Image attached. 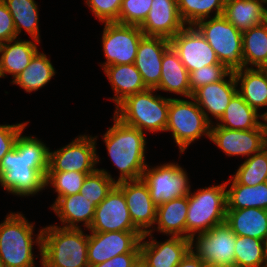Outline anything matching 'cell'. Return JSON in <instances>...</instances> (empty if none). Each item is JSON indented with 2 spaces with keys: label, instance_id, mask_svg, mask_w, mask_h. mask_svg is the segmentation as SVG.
Returning <instances> with one entry per match:
<instances>
[{
  "label": "cell",
  "instance_id": "1",
  "mask_svg": "<svg viewBox=\"0 0 267 267\" xmlns=\"http://www.w3.org/2000/svg\"><path fill=\"white\" fill-rule=\"evenodd\" d=\"M22 133L0 162V184L8 194L32 197L46 188L50 148L36 136Z\"/></svg>",
  "mask_w": 267,
  "mask_h": 267
},
{
  "label": "cell",
  "instance_id": "2",
  "mask_svg": "<svg viewBox=\"0 0 267 267\" xmlns=\"http://www.w3.org/2000/svg\"><path fill=\"white\" fill-rule=\"evenodd\" d=\"M114 124L102 135L107 154L120 173L116 183L142 178L147 167L145 151L146 133L123 123L115 115Z\"/></svg>",
  "mask_w": 267,
  "mask_h": 267
},
{
  "label": "cell",
  "instance_id": "3",
  "mask_svg": "<svg viewBox=\"0 0 267 267\" xmlns=\"http://www.w3.org/2000/svg\"><path fill=\"white\" fill-rule=\"evenodd\" d=\"M34 227L20 212L6 215L0 223V261L4 267H36L34 245L38 246L42 261L43 228L35 238Z\"/></svg>",
  "mask_w": 267,
  "mask_h": 267
},
{
  "label": "cell",
  "instance_id": "4",
  "mask_svg": "<svg viewBox=\"0 0 267 267\" xmlns=\"http://www.w3.org/2000/svg\"><path fill=\"white\" fill-rule=\"evenodd\" d=\"M88 234L82 228L43 227L42 267H89Z\"/></svg>",
  "mask_w": 267,
  "mask_h": 267
},
{
  "label": "cell",
  "instance_id": "5",
  "mask_svg": "<svg viewBox=\"0 0 267 267\" xmlns=\"http://www.w3.org/2000/svg\"><path fill=\"white\" fill-rule=\"evenodd\" d=\"M154 92L156 89H147L127 96L115 107L114 115L123 123L144 133L164 132L170 97L155 95Z\"/></svg>",
  "mask_w": 267,
  "mask_h": 267
},
{
  "label": "cell",
  "instance_id": "6",
  "mask_svg": "<svg viewBox=\"0 0 267 267\" xmlns=\"http://www.w3.org/2000/svg\"><path fill=\"white\" fill-rule=\"evenodd\" d=\"M225 182L197 189L188 194V212L186 217V238L209 231L226 219Z\"/></svg>",
  "mask_w": 267,
  "mask_h": 267
},
{
  "label": "cell",
  "instance_id": "7",
  "mask_svg": "<svg viewBox=\"0 0 267 267\" xmlns=\"http://www.w3.org/2000/svg\"><path fill=\"white\" fill-rule=\"evenodd\" d=\"M191 101H190V100ZM188 100L171 98L168 108L166 131L172 133L179 152H185L189 145L203 136L210 137L211 123L196 101L190 97Z\"/></svg>",
  "mask_w": 267,
  "mask_h": 267
},
{
  "label": "cell",
  "instance_id": "8",
  "mask_svg": "<svg viewBox=\"0 0 267 267\" xmlns=\"http://www.w3.org/2000/svg\"><path fill=\"white\" fill-rule=\"evenodd\" d=\"M194 27L207 40L220 63L230 72L244 68L242 32L223 15L200 20Z\"/></svg>",
  "mask_w": 267,
  "mask_h": 267
},
{
  "label": "cell",
  "instance_id": "9",
  "mask_svg": "<svg viewBox=\"0 0 267 267\" xmlns=\"http://www.w3.org/2000/svg\"><path fill=\"white\" fill-rule=\"evenodd\" d=\"M196 237V238H195ZM236 234L223 222L190 239V249L212 267H235Z\"/></svg>",
  "mask_w": 267,
  "mask_h": 267
},
{
  "label": "cell",
  "instance_id": "10",
  "mask_svg": "<svg viewBox=\"0 0 267 267\" xmlns=\"http://www.w3.org/2000/svg\"><path fill=\"white\" fill-rule=\"evenodd\" d=\"M97 138L92 135H78L69 144L54 151L49 150L47 172L92 173L100 163L97 154Z\"/></svg>",
  "mask_w": 267,
  "mask_h": 267
},
{
  "label": "cell",
  "instance_id": "11",
  "mask_svg": "<svg viewBox=\"0 0 267 267\" xmlns=\"http://www.w3.org/2000/svg\"><path fill=\"white\" fill-rule=\"evenodd\" d=\"M185 170L175 162L154 167L147 165L142 180L147 184L150 197L157 206L191 192L189 176Z\"/></svg>",
  "mask_w": 267,
  "mask_h": 267
},
{
  "label": "cell",
  "instance_id": "12",
  "mask_svg": "<svg viewBox=\"0 0 267 267\" xmlns=\"http://www.w3.org/2000/svg\"><path fill=\"white\" fill-rule=\"evenodd\" d=\"M144 33L139 26L105 22L102 33V50L106 58L102 69L109 65L133 64Z\"/></svg>",
  "mask_w": 267,
  "mask_h": 267
},
{
  "label": "cell",
  "instance_id": "13",
  "mask_svg": "<svg viewBox=\"0 0 267 267\" xmlns=\"http://www.w3.org/2000/svg\"><path fill=\"white\" fill-rule=\"evenodd\" d=\"M140 231L91 232L88 234L89 267L124 253H140Z\"/></svg>",
  "mask_w": 267,
  "mask_h": 267
},
{
  "label": "cell",
  "instance_id": "14",
  "mask_svg": "<svg viewBox=\"0 0 267 267\" xmlns=\"http://www.w3.org/2000/svg\"><path fill=\"white\" fill-rule=\"evenodd\" d=\"M170 43L189 73L220 63L207 40L194 26H185L170 39Z\"/></svg>",
  "mask_w": 267,
  "mask_h": 267
},
{
  "label": "cell",
  "instance_id": "15",
  "mask_svg": "<svg viewBox=\"0 0 267 267\" xmlns=\"http://www.w3.org/2000/svg\"><path fill=\"white\" fill-rule=\"evenodd\" d=\"M209 139L230 157H251L267 146L262 124L256 129L233 130L213 123Z\"/></svg>",
  "mask_w": 267,
  "mask_h": 267
},
{
  "label": "cell",
  "instance_id": "16",
  "mask_svg": "<svg viewBox=\"0 0 267 267\" xmlns=\"http://www.w3.org/2000/svg\"><path fill=\"white\" fill-rule=\"evenodd\" d=\"M90 232L139 231L131 220L123 191L115 185L97 206Z\"/></svg>",
  "mask_w": 267,
  "mask_h": 267
},
{
  "label": "cell",
  "instance_id": "17",
  "mask_svg": "<svg viewBox=\"0 0 267 267\" xmlns=\"http://www.w3.org/2000/svg\"><path fill=\"white\" fill-rule=\"evenodd\" d=\"M150 239L146 240V238ZM140 262L144 267H177L190 250V239L169 236L159 242L152 234H144L139 243Z\"/></svg>",
  "mask_w": 267,
  "mask_h": 267
},
{
  "label": "cell",
  "instance_id": "18",
  "mask_svg": "<svg viewBox=\"0 0 267 267\" xmlns=\"http://www.w3.org/2000/svg\"><path fill=\"white\" fill-rule=\"evenodd\" d=\"M116 185L123 191L133 225L143 235L149 233L155 225L157 205L150 197L147 184L141 178Z\"/></svg>",
  "mask_w": 267,
  "mask_h": 267
},
{
  "label": "cell",
  "instance_id": "19",
  "mask_svg": "<svg viewBox=\"0 0 267 267\" xmlns=\"http://www.w3.org/2000/svg\"><path fill=\"white\" fill-rule=\"evenodd\" d=\"M237 87L234 73L229 72L222 80L197 89L192 98L204 112L207 120L213 124L210 117H213L215 121L221 118L231 99L238 92ZM209 115L212 116L209 117Z\"/></svg>",
  "mask_w": 267,
  "mask_h": 267
},
{
  "label": "cell",
  "instance_id": "20",
  "mask_svg": "<svg viewBox=\"0 0 267 267\" xmlns=\"http://www.w3.org/2000/svg\"><path fill=\"white\" fill-rule=\"evenodd\" d=\"M185 26L179 15L177 0H153L140 30L145 36L170 40Z\"/></svg>",
  "mask_w": 267,
  "mask_h": 267
},
{
  "label": "cell",
  "instance_id": "21",
  "mask_svg": "<svg viewBox=\"0 0 267 267\" xmlns=\"http://www.w3.org/2000/svg\"><path fill=\"white\" fill-rule=\"evenodd\" d=\"M170 46V40L163 37L144 36L140 40L134 64L148 89L159 85L163 54Z\"/></svg>",
  "mask_w": 267,
  "mask_h": 267
},
{
  "label": "cell",
  "instance_id": "22",
  "mask_svg": "<svg viewBox=\"0 0 267 267\" xmlns=\"http://www.w3.org/2000/svg\"><path fill=\"white\" fill-rule=\"evenodd\" d=\"M94 201L80 193L60 197L50 208L59 217L61 227L81 228L78 223H82L85 229H89L96 209Z\"/></svg>",
  "mask_w": 267,
  "mask_h": 267
},
{
  "label": "cell",
  "instance_id": "23",
  "mask_svg": "<svg viewBox=\"0 0 267 267\" xmlns=\"http://www.w3.org/2000/svg\"><path fill=\"white\" fill-rule=\"evenodd\" d=\"M16 38L0 45V75L1 78L10 74L16 78L30 63L39 51V41Z\"/></svg>",
  "mask_w": 267,
  "mask_h": 267
},
{
  "label": "cell",
  "instance_id": "24",
  "mask_svg": "<svg viewBox=\"0 0 267 267\" xmlns=\"http://www.w3.org/2000/svg\"><path fill=\"white\" fill-rule=\"evenodd\" d=\"M155 89L178 94L186 99L193 95L189 83V72L172 46L163 54L161 78Z\"/></svg>",
  "mask_w": 267,
  "mask_h": 267
},
{
  "label": "cell",
  "instance_id": "25",
  "mask_svg": "<svg viewBox=\"0 0 267 267\" xmlns=\"http://www.w3.org/2000/svg\"><path fill=\"white\" fill-rule=\"evenodd\" d=\"M188 212V195L174 198L157 206L155 230L167 236H182L186 238V217Z\"/></svg>",
  "mask_w": 267,
  "mask_h": 267
},
{
  "label": "cell",
  "instance_id": "26",
  "mask_svg": "<svg viewBox=\"0 0 267 267\" xmlns=\"http://www.w3.org/2000/svg\"><path fill=\"white\" fill-rule=\"evenodd\" d=\"M103 71L115 93L113 98H109L114 101L115 107L127 96L140 93L148 89L134 63L109 65L104 67Z\"/></svg>",
  "mask_w": 267,
  "mask_h": 267
},
{
  "label": "cell",
  "instance_id": "27",
  "mask_svg": "<svg viewBox=\"0 0 267 267\" xmlns=\"http://www.w3.org/2000/svg\"><path fill=\"white\" fill-rule=\"evenodd\" d=\"M225 222L237 236L263 240L267 234V210L260 208L226 209Z\"/></svg>",
  "mask_w": 267,
  "mask_h": 267
},
{
  "label": "cell",
  "instance_id": "28",
  "mask_svg": "<svg viewBox=\"0 0 267 267\" xmlns=\"http://www.w3.org/2000/svg\"><path fill=\"white\" fill-rule=\"evenodd\" d=\"M267 0H230L225 3L223 16L239 31L265 22Z\"/></svg>",
  "mask_w": 267,
  "mask_h": 267
},
{
  "label": "cell",
  "instance_id": "29",
  "mask_svg": "<svg viewBox=\"0 0 267 267\" xmlns=\"http://www.w3.org/2000/svg\"><path fill=\"white\" fill-rule=\"evenodd\" d=\"M234 73L238 93L258 113L267 106V78L259 68H242Z\"/></svg>",
  "mask_w": 267,
  "mask_h": 267
},
{
  "label": "cell",
  "instance_id": "30",
  "mask_svg": "<svg viewBox=\"0 0 267 267\" xmlns=\"http://www.w3.org/2000/svg\"><path fill=\"white\" fill-rule=\"evenodd\" d=\"M262 113L249 106L237 92L231 99L217 126L233 130L256 129L261 125Z\"/></svg>",
  "mask_w": 267,
  "mask_h": 267
},
{
  "label": "cell",
  "instance_id": "31",
  "mask_svg": "<svg viewBox=\"0 0 267 267\" xmlns=\"http://www.w3.org/2000/svg\"><path fill=\"white\" fill-rule=\"evenodd\" d=\"M231 182V183H230ZM227 209L260 208L267 210V182L246 186L233 177L225 181Z\"/></svg>",
  "mask_w": 267,
  "mask_h": 267
},
{
  "label": "cell",
  "instance_id": "32",
  "mask_svg": "<svg viewBox=\"0 0 267 267\" xmlns=\"http://www.w3.org/2000/svg\"><path fill=\"white\" fill-rule=\"evenodd\" d=\"M56 73L50 58L44 52L38 51L29 65L16 78L12 79L11 84L19 85L27 93H31L46 86Z\"/></svg>",
  "mask_w": 267,
  "mask_h": 267
},
{
  "label": "cell",
  "instance_id": "33",
  "mask_svg": "<svg viewBox=\"0 0 267 267\" xmlns=\"http://www.w3.org/2000/svg\"><path fill=\"white\" fill-rule=\"evenodd\" d=\"M14 21L17 38L22 30L31 39L41 41L39 27V10L35 0H2Z\"/></svg>",
  "mask_w": 267,
  "mask_h": 267
},
{
  "label": "cell",
  "instance_id": "34",
  "mask_svg": "<svg viewBox=\"0 0 267 267\" xmlns=\"http://www.w3.org/2000/svg\"><path fill=\"white\" fill-rule=\"evenodd\" d=\"M244 68H259L267 61V24L251 27L242 32Z\"/></svg>",
  "mask_w": 267,
  "mask_h": 267
},
{
  "label": "cell",
  "instance_id": "35",
  "mask_svg": "<svg viewBox=\"0 0 267 267\" xmlns=\"http://www.w3.org/2000/svg\"><path fill=\"white\" fill-rule=\"evenodd\" d=\"M177 4L179 15L186 26H194L200 20L223 15L225 6L222 0H177Z\"/></svg>",
  "mask_w": 267,
  "mask_h": 267
},
{
  "label": "cell",
  "instance_id": "36",
  "mask_svg": "<svg viewBox=\"0 0 267 267\" xmlns=\"http://www.w3.org/2000/svg\"><path fill=\"white\" fill-rule=\"evenodd\" d=\"M235 267H267L264 241L247 236H237Z\"/></svg>",
  "mask_w": 267,
  "mask_h": 267
},
{
  "label": "cell",
  "instance_id": "37",
  "mask_svg": "<svg viewBox=\"0 0 267 267\" xmlns=\"http://www.w3.org/2000/svg\"><path fill=\"white\" fill-rule=\"evenodd\" d=\"M239 184L255 186L267 182V146L248 157L232 176Z\"/></svg>",
  "mask_w": 267,
  "mask_h": 267
},
{
  "label": "cell",
  "instance_id": "38",
  "mask_svg": "<svg viewBox=\"0 0 267 267\" xmlns=\"http://www.w3.org/2000/svg\"><path fill=\"white\" fill-rule=\"evenodd\" d=\"M115 185L116 180L111 173L106 169L98 168L86 176L79 193L98 205Z\"/></svg>",
  "mask_w": 267,
  "mask_h": 267
},
{
  "label": "cell",
  "instance_id": "39",
  "mask_svg": "<svg viewBox=\"0 0 267 267\" xmlns=\"http://www.w3.org/2000/svg\"><path fill=\"white\" fill-rule=\"evenodd\" d=\"M91 173L81 172H47L45 186H51L57 193L56 202L60 197L77 194L86 176Z\"/></svg>",
  "mask_w": 267,
  "mask_h": 267
},
{
  "label": "cell",
  "instance_id": "40",
  "mask_svg": "<svg viewBox=\"0 0 267 267\" xmlns=\"http://www.w3.org/2000/svg\"><path fill=\"white\" fill-rule=\"evenodd\" d=\"M153 0H123L117 23L141 26L147 18Z\"/></svg>",
  "mask_w": 267,
  "mask_h": 267
},
{
  "label": "cell",
  "instance_id": "41",
  "mask_svg": "<svg viewBox=\"0 0 267 267\" xmlns=\"http://www.w3.org/2000/svg\"><path fill=\"white\" fill-rule=\"evenodd\" d=\"M230 71L222 64L203 66L189 73L192 94L202 86L222 80Z\"/></svg>",
  "mask_w": 267,
  "mask_h": 267
},
{
  "label": "cell",
  "instance_id": "42",
  "mask_svg": "<svg viewBox=\"0 0 267 267\" xmlns=\"http://www.w3.org/2000/svg\"><path fill=\"white\" fill-rule=\"evenodd\" d=\"M123 0H85L95 18L101 23L116 22Z\"/></svg>",
  "mask_w": 267,
  "mask_h": 267
},
{
  "label": "cell",
  "instance_id": "43",
  "mask_svg": "<svg viewBox=\"0 0 267 267\" xmlns=\"http://www.w3.org/2000/svg\"><path fill=\"white\" fill-rule=\"evenodd\" d=\"M28 123L29 121L0 125V162L8 152L14 149L19 134L26 129Z\"/></svg>",
  "mask_w": 267,
  "mask_h": 267
},
{
  "label": "cell",
  "instance_id": "44",
  "mask_svg": "<svg viewBox=\"0 0 267 267\" xmlns=\"http://www.w3.org/2000/svg\"><path fill=\"white\" fill-rule=\"evenodd\" d=\"M16 38L17 34L11 13L5 3L0 0V45Z\"/></svg>",
  "mask_w": 267,
  "mask_h": 267
},
{
  "label": "cell",
  "instance_id": "45",
  "mask_svg": "<svg viewBox=\"0 0 267 267\" xmlns=\"http://www.w3.org/2000/svg\"><path fill=\"white\" fill-rule=\"evenodd\" d=\"M140 262V253H124L91 267H135Z\"/></svg>",
  "mask_w": 267,
  "mask_h": 267
},
{
  "label": "cell",
  "instance_id": "46",
  "mask_svg": "<svg viewBox=\"0 0 267 267\" xmlns=\"http://www.w3.org/2000/svg\"><path fill=\"white\" fill-rule=\"evenodd\" d=\"M177 267H208L191 249Z\"/></svg>",
  "mask_w": 267,
  "mask_h": 267
},
{
  "label": "cell",
  "instance_id": "47",
  "mask_svg": "<svg viewBox=\"0 0 267 267\" xmlns=\"http://www.w3.org/2000/svg\"><path fill=\"white\" fill-rule=\"evenodd\" d=\"M263 129H264V136H265V141L267 144V110L266 112L262 113V122H261Z\"/></svg>",
  "mask_w": 267,
  "mask_h": 267
},
{
  "label": "cell",
  "instance_id": "48",
  "mask_svg": "<svg viewBox=\"0 0 267 267\" xmlns=\"http://www.w3.org/2000/svg\"><path fill=\"white\" fill-rule=\"evenodd\" d=\"M259 70L264 74V76L267 78V61L264 62L260 67Z\"/></svg>",
  "mask_w": 267,
  "mask_h": 267
},
{
  "label": "cell",
  "instance_id": "49",
  "mask_svg": "<svg viewBox=\"0 0 267 267\" xmlns=\"http://www.w3.org/2000/svg\"><path fill=\"white\" fill-rule=\"evenodd\" d=\"M264 249H265V253H266V256H267V234H266V237L264 239Z\"/></svg>",
  "mask_w": 267,
  "mask_h": 267
},
{
  "label": "cell",
  "instance_id": "50",
  "mask_svg": "<svg viewBox=\"0 0 267 267\" xmlns=\"http://www.w3.org/2000/svg\"><path fill=\"white\" fill-rule=\"evenodd\" d=\"M135 267H144L141 262H139Z\"/></svg>",
  "mask_w": 267,
  "mask_h": 267
},
{
  "label": "cell",
  "instance_id": "51",
  "mask_svg": "<svg viewBox=\"0 0 267 267\" xmlns=\"http://www.w3.org/2000/svg\"><path fill=\"white\" fill-rule=\"evenodd\" d=\"M0 267H4L3 263L0 261Z\"/></svg>",
  "mask_w": 267,
  "mask_h": 267
}]
</instances>
